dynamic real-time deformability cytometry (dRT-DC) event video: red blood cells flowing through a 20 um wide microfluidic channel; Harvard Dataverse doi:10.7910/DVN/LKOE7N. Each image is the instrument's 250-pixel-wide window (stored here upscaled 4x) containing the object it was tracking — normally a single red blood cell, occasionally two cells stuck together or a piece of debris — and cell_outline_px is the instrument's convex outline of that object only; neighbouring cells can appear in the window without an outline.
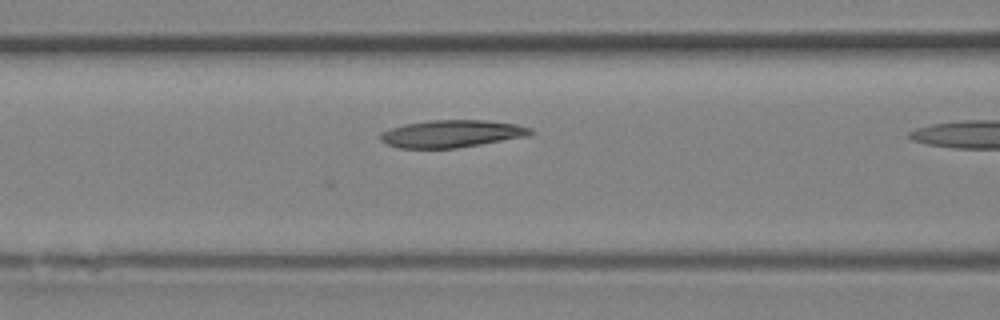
{"species": "Egyptian fruit bat (a non-hibernating species)", "species_latin": "Rousettus aegyptiacus", "temperature_condition": "room temperature", "stored_images_in_passage": 8, "camera_frame_rate_fps": 3000, "um_per_image_px": 0.085, "animal": {"sex": "female"}, "frame": {"image": 1, "passage_image": 7, "time_ms": 2.0, "image_size_px": [1000, 320], "cell_outline_px": [[536, 132], [524, 136], [480, 144], [456, 148], [400, 148], [388, 144], [380, 140], [380, 132], [404, 124], [432, 120], [484, 120], [516, 124], [532, 128]], "centroid_in_image_um": [38.38, 11.36], "position_along_channel_um": 128.2, "area_um2": 23.7}}